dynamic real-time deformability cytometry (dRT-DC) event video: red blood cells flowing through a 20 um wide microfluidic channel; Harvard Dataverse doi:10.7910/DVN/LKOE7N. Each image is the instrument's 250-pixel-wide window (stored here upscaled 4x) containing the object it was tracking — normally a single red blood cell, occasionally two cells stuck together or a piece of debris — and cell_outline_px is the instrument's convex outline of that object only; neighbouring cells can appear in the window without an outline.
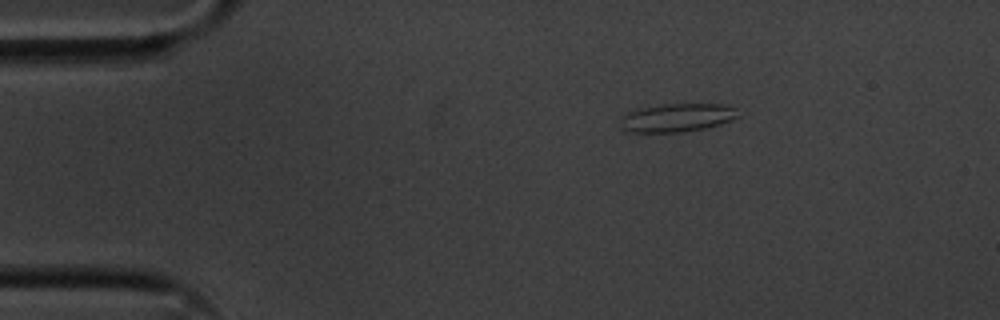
{"species": "common noctule bat (a hibernating species)", "species_latin": "Nyctalus noctula", "temperature_condition": "cold", "stored_images_in_passage": 48, "camera_frame_rate_fps": 3000, "um_per_image_px": 0.085, "animal": {"sex": "male", "body_mass_g": 20.1, "forearm_length_mm": 53.5}, "frame": {"image": 1, "passage_image": 1, "time_ms": 0.0, "image_size_px": [1000, 320], "cell_outline_px": [[740, 116], [732, 120], [720, 124], [704, 128], [684, 132], [632, 132], [620, 128], [624, 116], [636, 108], [664, 104], [720, 104], [736, 108]], "centroid_in_image_um": [57.58, 10.0], "position_along_channel_um": 27.4, "area_um2": 19.36}}
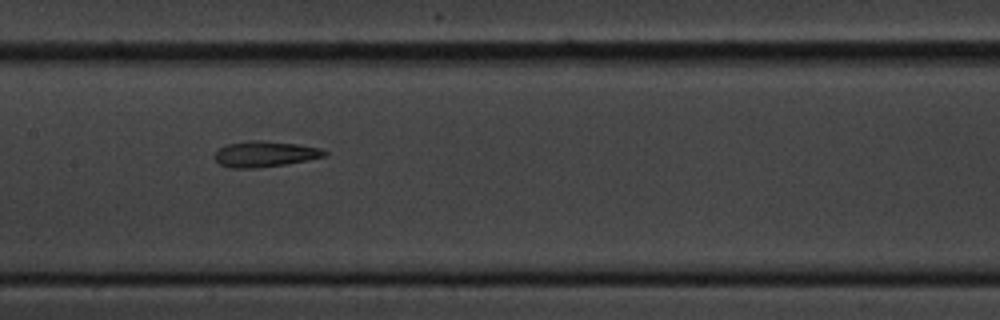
{"frame": {"image": 2, "passage_image": 19, "time_ms": 6.0, "image_size_px": [1000, 320], "cell_outline_px": [[328, 156], [284, 164], [252, 168], [228, 168], [220, 164], [212, 156], [220, 148], [228, 144], [248, 140], [264, 140], [300, 144], [320, 148], [328, 152]], "centroid_in_image_um": [22.52, 13.08], "position_along_channel_um": 184.9, "area_um2": 16.59}}
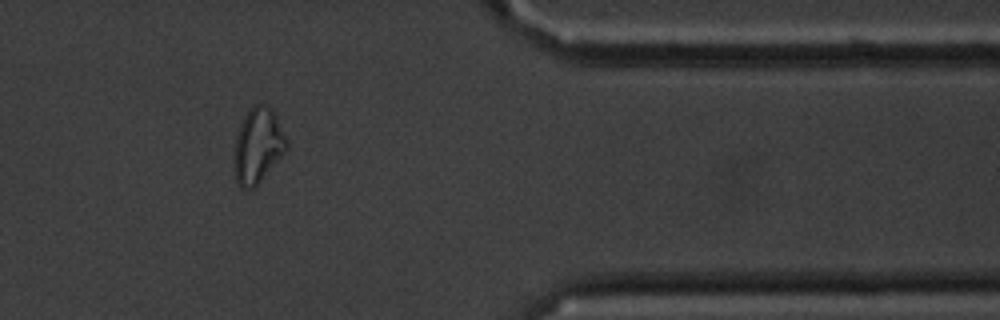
{"frame": {"image": 3, "passage_image": 38, "time_ms": 12.333, "image_size_px": [1000, 320], "cell_outline_px": [[288, 148], [260, 180], [252, 188], [240, 188], [236, 184], [236, 136], [240, 124], [244, 116], [256, 104], [264, 104], [272, 108], [276, 112], [288, 144]], "centroid_in_image_um": [21.95, 12.33], "position_along_channel_um": 389.4, "area_um2": 22.31}, "authors_computed_cell_mechanics": {"area_um2": 17.2244, "velocity_mm_per_s": 3.5601, "shape_relaxation_time_tau1_ms": null, "shape_relaxation_time_tau2_ms": 6.8798, "deformation_change_tau1": null, "deformation_change_tau2": 0.1795}}